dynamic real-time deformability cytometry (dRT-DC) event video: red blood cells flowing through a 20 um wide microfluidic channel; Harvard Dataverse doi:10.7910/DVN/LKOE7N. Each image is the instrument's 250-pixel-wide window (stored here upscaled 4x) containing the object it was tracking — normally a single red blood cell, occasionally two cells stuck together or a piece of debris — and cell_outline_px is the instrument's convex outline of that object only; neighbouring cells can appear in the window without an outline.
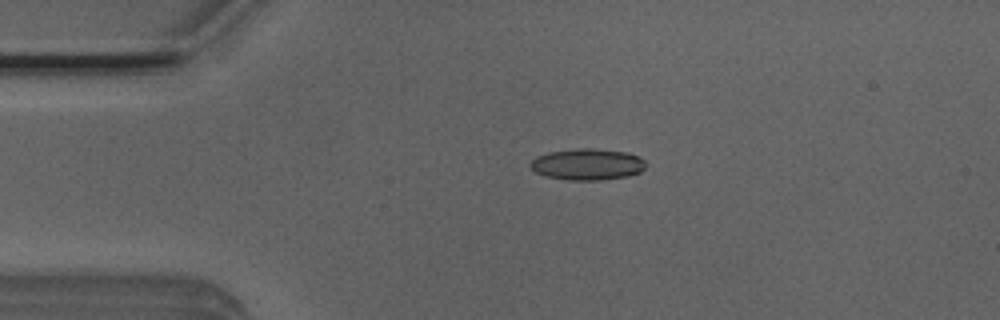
{"species": "Egyptian fruit bat (a non-hibernating species)", "species_latin": "Rousettus aegyptiacus", "temperature_condition": "room temperature", "stored_images_in_passage": 5, "camera_frame_rate_fps": 3000, "um_per_image_px": 0.085, "animal": {"sex": "male"}, "frame": {"image": 1, "passage_image": 4, "time_ms": 1.0, "image_size_px": [1000, 320], "cell_outline_px": [[644, 168], [640, 172], [628, 176], [600, 180], [568, 180], [548, 176], [536, 172], [528, 164], [536, 156], [548, 152], [576, 148], [588, 148], [624, 152], [640, 156], [644, 160]], "centroid_in_image_um": [49.91, 13.96], "position_along_channel_um": 35.1, "area_um2": 20.98}}